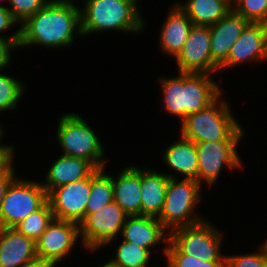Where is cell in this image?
<instances>
[{"instance_id":"e575fe53","label":"cell","mask_w":267,"mask_h":267,"mask_svg":"<svg viewBox=\"0 0 267 267\" xmlns=\"http://www.w3.org/2000/svg\"><path fill=\"white\" fill-rule=\"evenodd\" d=\"M18 49L11 41L7 39H0V71L8 68L11 63L12 50Z\"/></svg>"},{"instance_id":"d6986e66","label":"cell","mask_w":267,"mask_h":267,"mask_svg":"<svg viewBox=\"0 0 267 267\" xmlns=\"http://www.w3.org/2000/svg\"><path fill=\"white\" fill-rule=\"evenodd\" d=\"M95 169L86 160L62 154L49 168L41 185L49 194L56 187L87 178Z\"/></svg>"},{"instance_id":"9a60e30c","label":"cell","mask_w":267,"mask_h":267,"mask_svg":"<svg viewBox=\"0 0 267 267\" xmlns=\"http://www.w3.org/2000/svg\"><path fill=\"white\" fill-rule=\"evenodd\" d=\"M167 231L157 217L133 215L127 216L122 227L121 236L127 242H132L150 250L151 247L159 245L161 241L168 243L169 236L166 237Z\"/></svg>"},{"instance_id":"5b68a950","label":"cell","mask_w":267,"mask_h":267,"mask_svg":"<svg viewBox=\"0 0 267 267\" xmlns=\"http://www.w3.org/2000/svg\"><path fill=\"white\" fill-rule=\"evenodd\" d=\"M177 180L169 179L163 209L157 217L167 230L170 228L169 231L206 220L193 213L201 201V184L192 179Z\"/></svg>"},{"instance_id":"7402d4cb","label":"cell","mask_w":267,"mask_h":267,"mask_svg":"<svg viewBox=\"0 0 267 267\" xmlns=\"http://www.w3.org/2000/svg\"><path fill=\"white\" fill-rule=\"evenodd\" d=\"M163 155L164 163L183 179L198 182V153L193 141L181 136L178 142L166 147Z\"/></svg>"},{"instance_id":"ac0fdd59","label":"cell","mask_w":267,"mask_h":267,"mask_svg":"<svg viewBox=\"0 0 267 267\" xmlns=\"http://www.w3.org/2000/svg\"><path fill=\"white\" fill-rule=\"evenodd\" d=\"M172 6L164 24H162L159 43L164 53L176 58L187 40L193 23L176 3Z\"/></svg>"},{"instance_id":"603a6c76","label":"cell","mask_w":267,"mask_h":267,"mask_svg":"<svg viewBox=\"0 0 267 267\" xmlns=\"http://www.w3.org/2000/svg\"><path fill=\"white\" fill-rule=\"evenodd\" d=\"M232 0H187L176 3L189 17L194 26H211L232 9Z\"/></svg>"},{"instance_id":"2e32d148","label":"cell","mask_w":267,"mask_h":267,"mask_svg":"<svg viewBox=\"0 0 267 267\" xmlns=\"http://www.w3.org/2000/svg\"><path fill=\"white\" fill-rule=\"evenodd\" d=\"M37 258L35 241L15 228L0 227V267H21Z\"/></svg>"},{"instance_id":"9c48e42d","label":"cell","mask_w":267,"mask_h":267,"mask_svg":"<svg viewBox=\"0 0 267 267\" xmlns=\"http://www.w3.org/2000/svg\"><path fill=\"white\" fill-rule=\"evenodd\" d=\"M240 141H205L196 144L198 153V182L215 184L222 168H242V160L236 151Z\"/></svg>"},{"instance_id":"8d00e7d4","label":"cell","mask_w":267,"mask_h":267,"mask_svg":"<svg viewBox=\"0 0 267 267\" xmlns=\"http://www.w3.org/2000/svg\"><path fill=\"white\" fill-rule=\"evenodd\" d=\"M21 267H53L49 262L36 258L35 260L28 262Z\"/></svg>"},{"instance_id":"484cf974","label":"cell","mask_w":267,"mask_h":267,"mask_svg":"<svg viewBox=\"0 0 267 267\" xmlns=\"http://www.w3.org/2000/svg\"><path fill=\"white\" fill-rule=\"evenodd\" d=\"M151 254V250L123 240L110 262L117 267H146Z\"/></svg>"},{"instance_id":"6da1fadb","label":"cell","mask_w":267,"mask_h":267,"mask_svg":"<svg viewBox=\"0 0 267 267\" xmlns=\"http://www.w3.org/2000/svg\"><path fill=\"white\" fill-rule=\"evenodd\" d=\"M73 1L50 0L42 9L20 24L18 49L31 45L53 49L69 47L75 40V34L82 35L81 7L76 6Z\"/></svg>"},{"instance_id":"f35d334b","label":"cell","mask_w":267,"mask_h":267,"mask_svg":"<svg viewBox=\"0 0 267 267\" xmlns=\"http://www.w3.org/2000/svg\"><path fill=\"white\" fill-rule=\"evenodd\" d=\"M261 247L263 248V251H264L265 255L267 256V241L265 242V244H262Z\"/></svg>"},{"instance_id":"d6a6232c","label":"cell","mask_w":267,"mask_h":267,"mask_svg":"<svg viewBox=\"0 0 267 267\" xmlns=\"http://www.w3.org/2000/svg\"><path fill=\"white\" fill-rule=\"evenodd\" d=\"M19 24L13 17L8 7L0 5V33L10 29V27ZM0 39H7L11 41L17 48L20 40V29H17L11 36H1Z\"/></svg>"},{"instance_id":"cb8c5ba5","label":"cell","mask_w":267,"mask_h":267,"mask_svg":"<svg viewBox=\"0 0 267 267\" xmlns=\"http://www.w3.org/2000/svg\"><path fill=\"white\" fill-rule=\"evenodd\" d=\"M177 77L160 78L164 97V109L172 116L186 118V73L178 72Z\"/></svg>"},{"instance_id":"3957f363","label":"cell","mask_w":267,"mask_h":267,"mask_svg":"<svg viewBox=\"0 0 267 267\" xmlns=\"http://www.w3.org/2000/svg\"><path fill=\"white\" fill-rule=\"evenodd\" d=\"M221 96L222 93L206 108L188 115L181 122L180 136L194 143L241 141L245 131Z\"/></svg>"},{"instance_id":"30bf717a","label":"cell","mask_w":267,"mask_h":267,"mask_svg":"<svg viewBox=\"0 0 267 267\" xmlns=\"http://www.w3.org/2000/svg\"><path fill=\"white\" fill-rule=\"evenodd\" d=\"M90 190L91 174L83 180L54 188L48 194V202L54 218L79 225L86 217V204Z\"/></svg>"},{"instance_id":"1f68e13d","label":"cell","mask_w":267,"mask_h":267,"mask_svg":"<svg viewBox=\"0 0 267 267\" xmlns=\"http://www.w3.org/2000/svg\"><path fill=\"white\" fill-rule=\"evenodd\" d=\"M226 267H267V256L260 247L258 253L225 256Z\"/></svg>"},{"instance_id":"5bb4252c","label":"cell","mask_w":267,"mask_h":267,"mask_svg":"<svg viewBox=\"0 0 267 267\" xmlns=\"http://www.w3.org/2000/svg\"><path fill=\"white\" fill-rule=\"evenodd\" d=\"M249 23L242 15L231 9L217 23L209 26L212 60L218 66L228 58L231 47Z\"/></svg>"},{"instance_id":"8992f818","label":"cell","mask_w":267,"mask_h":267,"mask_svg":"<svg viewBox=\"0 0 267 267\" xmlns=\"http://www.w3.org/2000/svg\"><path fill=\"white\" fill-rule=\"evenodd\" d=\"M48 202L41 183L16 178L8 187L0 210V227L14 228Z\"/></svg>"},{"instance_id":"d590c367","label":"cell","mask_w":267,"mask_h":267,"mask_svg":"<svg viewBox=\"0 0 267 267\" xmlns=\"http://www.w3.org/2000/svg\"><path fill=\"white\" fill-rule=\"evenodd\" d=\"M14 148L12 145H5L0 148V172H3L11 163L14 162ZM13 160V161H12Z\"/></svg>"},{"instance_id":"836d02e7","label":"cell","mask_w":267,"mask_h":267,"mask_svg":"<svg viewBox=\"0 0 267 267\" xmlns=\"http://www.w3.org/2000/svg\"><path fill=\"white\" fill-rule=\"evenodd\" d=\"M14 172L15 170L12 163L3 172H0V210L8 187L16 179Z\"/></svg>"},{"instance_id":"4fadbf2b","label":"cell","mask_w":267,"mask_h":267,"mask_svg":"<svg viewBox=\"0 0 267 267\" xmlns=\"http://www.w3.org/2000/svg\"><path fill=\"white\" fill-rule=\"evenodd\" d=\"M257 60L267 61V26L266 23L250 22L231 47L228 58L219 66V71L234 68L242 62Z\"/></svg>"},{"instance_id":"ba28073f","label":"cell","mask_w":267,"mask_h":267,"mask_svg":"<svg viewBox=\"0 0 267 267\" xmlns=\"http://www.w3.org/2000/svg\"><path fill=\"white\" fill-rule=\"evenodd\" d=\"M127 216L115 201L88 214L79 224L84 247L93 252L115 241L116 236L122 231Z\"/></svg>"},{"instance_id":"e0dca14e","label":"cell","mask_w":267,"mask_h":267,"mask_svg":"<svg viewBox=\"0 0 267 267\" xmlns=\"http://www.w3.org/2000/svg\"><path fill=\"white\" fill-rule=\"evenodd\" d=\"M113 181V200L128 216L141 215V168L127 166Z\"/></svg>"},{"instance_id":"ab89813d","label":"cell","mask_w":267,"mask_h":267,"mask_svg":"<svg viewBox=\"0 0 267 267\" xmlns=\"http://www.w3.org/2000/svg\"><path fill=\"white\" fill-rule=\"evenodd\" d=\"M2 134H4V133H3V129H2V127H1V125H0V143H1V140H2L1 137L3 136ZM2 146H3V144H2V145L0 144V148H1Z\"/></svg>"},{"instance_id":"f1b7e54d","label":"cell","mask_w":267,"mask_h":267,"mask_svg":"<svg viewBox=\"0 0 267 267\" xmlns=\"http://www.w3.org/2000/svg\"><path fill=\"white\" fill-rule=\"evenodd\" d=\"M22 82L0 73V112L14 110L24 91Z\"/></svg>"},{"instance_id":"8fae6325","label":"cell","mask_w":267,"mask_h":267,"mask_svg":"<svg viewBox=\"0 0 267 267\" xmlns=\"http://www.w3.org/2000/svg\"><path fill=\"white\" fill-rule=\"evenodd\" d=\"M79 236L77 223L54 218L35 241L37 258L56 267L58 262H62L70 254Z\"/></svg>"},{"instance_id":"74e56055","label":"cell","mask_w":267,"mask_h":267,"mask_svg":"<svg viewBox=\"0 0 267 267\" xmlns=\"http://www.w3.org/2000/svg\"><path fill=\"white\" fill-rule=\"evenodd\" d=\"M101 267H117L116 265L112 264L110 261L102 265Z\"/></svg>"},{"instance_id":"4316f807","label":"cell","mask_w":267,"mask_h":267,"mask_svg":"<svg viewBox=\"0 0 267 267\" xmlns=\"http://www.w3.org/2000/svg\"><path fill=\"white\" fill-rule=\"evenodd\" d=\"M53 219L54 215L51 210L50 203L47 202L42 208L38 209L34 213H31L14 228L19 233L36 241Z\"/></svg>"},{"instance_id":"44dd1931","label":"cell","mask_w":267,"mask_h":267,"mask_svg":"<svg viewBox=\"0 0 267 267\" xmlns=\"http://www.w3.org/2000/svg\"><path fill=\"white\" fill-rule=\"evenodd\" d=\"M209 73H186V117L209 106L221 93L222 87Z\"/></svg>"},{"instance_id":"f546056e","label":"cell","mask_w":267,"mask_h":267,"mask_svg":"<svg viewBox=\"0 0 267 267\" xmlns=\"http://www.w3.org/2000/svg\"><path fill=\"white\" fill-rule=\"evenodd\" d=\"M232 10L253 23H267V0H232Z\"/></svg>"},{"instance_id":"ffe728a7","label":"cell","mask_w":267,"mask_h":267,"mask_svg":"<svg viewBox=\"0 0 267 267\" xmlns=\"http://www.w3.org/2000/svg\"><path fill=\"white\" fill-rule=\"evenodd\" d=\"M173 174L141 169V215L158 217L163 209L167 185Z\"/></svg>"},{"instance_id":"83f0119b","label":"cell","mask_w":267,"mask_h":267,"mask_svg":"<svg viewBox=\"0 0 267 267\" xmlns=\"http://www.w3.org/2000/svg\"><path fill=\"white\" fill-rule=\"evenodd\" d=\"M164 248L167 267H226V261H203L192 255L183 254L170 240Z\"/></svg>"},{"instance_id":"4dcf8cb0","label":"cell","mask_w":267,"mask_h":267,"mask_svg":"<svg viewBox=\"0 0 267 267\" xmlns=\"http://www.w3.org/2000/svg\"><path fill=\"white\" fill-rule=\"evenodd\" d=\"M50 0H8L14 19L22 24L26 19L42 9Z\"/></svg>"},{"instance_id":"7a4b0ae2","label":"cell","mask_w":267,"mask_h":267,"mask_svg":"<svg viewBox=\"0 0 267 267\" xmlns=\"http://www.w3.org/2000/svg\"><path fill=\"white\" fill-rule=\"evenodd\" d=\"M138 0H84L80 9L81 33L121 30L141 32L145 20L138 10Z\"/></svg>"},{"instance_id":"d4e9b609","label":"cell","mask_w":267,"mask_h":267,"mask_svg":"<svg viewBox=\"0 0 267 267\" xmlns=\"http://www.w3.org/2000/svg\"><path fill=\"white\" fill-rule=\"evenodd\" d=\"M105 168L95 169L91 173V190L86 204V216L114 201L113 181L111 175L105 172Z\"/></svg>"},{"instance_id":"7c38bea8","label":"cell","mask_w":267,"mask_h":267,"mask_svg":"<svg viewBox=\"0 0 267 267\" xmlns=\"http://www.w3.org/2000/svg\"><path fill=\"white\" fill-rule=\"evenodd\" d=\"M180 73H209L219 71L212 60L210 27L194 26L190 29L181 52L175 58Z\"/></svg>"},{"instance_id":"52a82bcc","label":"cell","mask_w":267,"mask_h":267,"mask_svg":"<svg viewBox=\"0 0 267 267\" xmlns=\"http://www.w3.org/2000/svg\"><path fill=\"white\" fill-rule=\"evenodd\" d=\"M168 233L169 240L185 255L203 261H226L220 251L223 233L208 220L192 226H181Z\"/></svg>"},{"instance_id":"277c9868","label":"cell","mask_w":267,"mask_h":267,"mask_svg":"<svg viewBox=\"0 0 267 267\" xmlns=\"http://www.w3.org/2000/svg\"><path fill=\"white\" fill-rule=\"evenodd\" d=\"M56 139L63 155L90 162L96 169L106 167L104 148L99 137L86 121L78 114L65 113L57 124Z\"/></svg>"}]
</instances>
